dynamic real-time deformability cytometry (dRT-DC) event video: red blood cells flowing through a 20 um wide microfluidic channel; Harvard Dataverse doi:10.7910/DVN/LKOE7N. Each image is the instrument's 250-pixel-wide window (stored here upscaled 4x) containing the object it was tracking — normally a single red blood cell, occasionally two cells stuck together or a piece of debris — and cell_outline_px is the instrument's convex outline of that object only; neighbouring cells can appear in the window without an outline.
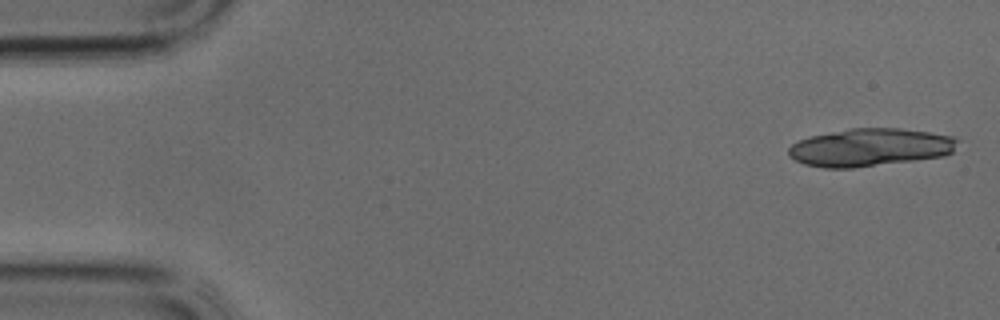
{"species": "common noctule bat (a hibernating species)", "species_latin": "Nyctalus noctula", "temperature_condition": "cold", "stored_images_in_passage": 11, "segment_of_instrument_passage": [1, 2], "camera_frame_rate_fps": 3000, "um_per_image_px": 0.085, "animal": {"sex": "male", "body_mass_g": 17.9, "forearm_length_mm": 54.2}, "frame": {"image": 1, "passage_image": 1, "time_ms": 0.0, "image_size_px": [1000, 320], "cell_outline_px": [[952, 148], [948, 152], [932, 156], [868, 164], [812, 164], [800, 160], [792, 156], [792, 148], [796, 144], [804, 140], [816, 136], [884, 132], [920, 132], [940, 136], [952, 140]], "centroid_in_image_um": [73.94, 12.56], "position_along_channel_um": 11.1, "area_um2": 29.77}}